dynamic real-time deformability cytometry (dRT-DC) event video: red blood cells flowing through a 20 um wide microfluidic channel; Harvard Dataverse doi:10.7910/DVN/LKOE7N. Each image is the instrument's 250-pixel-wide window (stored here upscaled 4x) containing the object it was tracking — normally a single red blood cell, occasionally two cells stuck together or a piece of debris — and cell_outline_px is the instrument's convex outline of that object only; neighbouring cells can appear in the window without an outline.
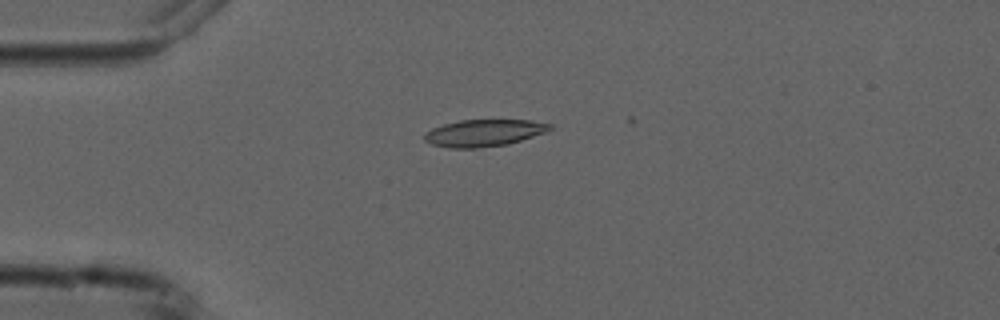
{"species": "common noctule bat (a hibernating species)", "species_latin": "Nyctalus noctula", "temperature_condition": "cold", "stored_images_in_passage": 5, "camera_frame_rate_fps": 3000, "um_per_image_px": 0.085, "animal": {"sex": "male", "forearm_length_mm": 52.5}, "frame": {"image": 1, "passage_image": 4, "time_ms": 3.333, "image_size_px": [1000, 320], "cell_outline_px": [[552, 128], [544, 132], [508, 144], [476, 148], [448, 148], [432, 144], [424, 140], [424, 132], [432, 128], [444, 124], [460, 120], [528, 120], [552, 124]], "centroid_in_image_um": [41.08, 11.3], "position_along_channel_um": 43.9, "area_um2": 19.54}}